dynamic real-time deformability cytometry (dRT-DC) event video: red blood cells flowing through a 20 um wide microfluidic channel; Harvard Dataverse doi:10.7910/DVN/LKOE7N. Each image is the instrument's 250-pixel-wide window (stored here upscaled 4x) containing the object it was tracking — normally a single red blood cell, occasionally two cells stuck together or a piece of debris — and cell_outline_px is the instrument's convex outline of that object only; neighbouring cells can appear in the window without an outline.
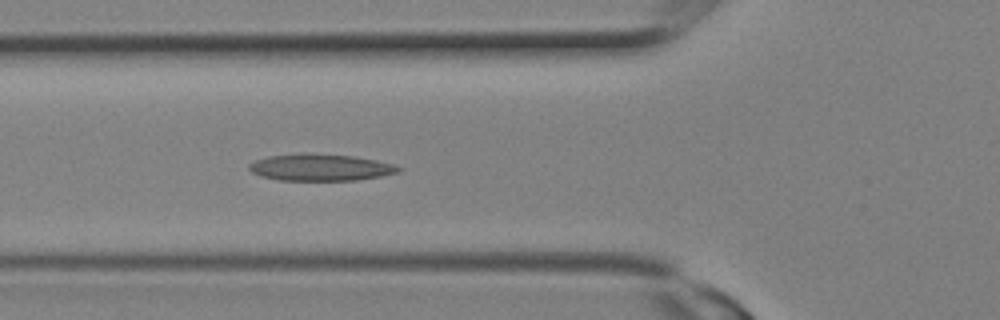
{"species": "Egyptian fruit bat (a non-hibernating species)", "species_latin": "Rousettus aegyptiacus", "temperature_condition": "room temperature", "stored_images_in_passage": 9, "camera_frame_rate_fps": 3000, "um_per_image_px": 0.085, "animal": {"sex": "female"}, "frame": {"image": 1, "passage_image": 9, "time_ms": 2.667, "image_size_px": [1000, 320], "cell_outline_px": [[404, 168], [400, 172], [380, 176], [356, 180], [276, 180], [260, 176], [252, 172], [248, 168], [248, 164], [256, 160], [268, 156], [300, 152], [304, 152], [356, 156], [376, 160], [392, 164]], "centroid_in_image_um": [27.22, 14.21], "position_along_channel_um": 98.6, "area_um2": 23.64}}